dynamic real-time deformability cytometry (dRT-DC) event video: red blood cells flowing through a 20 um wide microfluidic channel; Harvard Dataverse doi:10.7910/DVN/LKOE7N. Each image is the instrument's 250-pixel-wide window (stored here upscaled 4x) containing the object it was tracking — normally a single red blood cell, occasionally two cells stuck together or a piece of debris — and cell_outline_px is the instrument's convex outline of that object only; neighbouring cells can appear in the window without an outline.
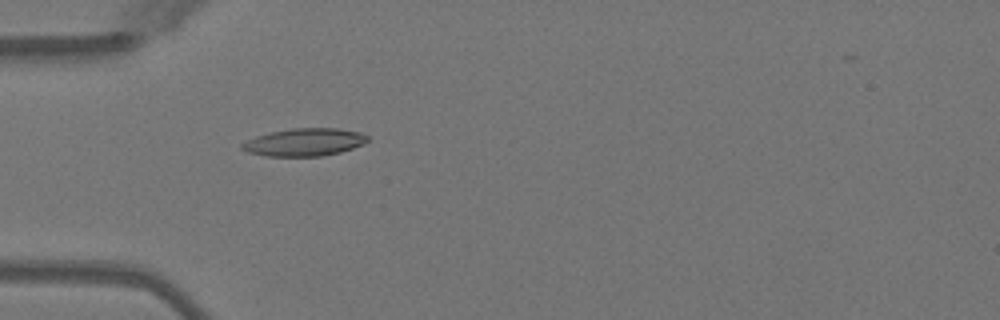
{"species": "Egyptian fruit bat (a non-hibernating species)", "species_latin": "Rousettus aegyptiacus", "temperature_condition": "warm", "stored_images_in_passage": 36, "camera_frame_rate_fps": 3000, "um_per_image_px": 0.085, "animal": {"sex": "female"}, "frame": {"image": 1, "passage_image": 1, "time_ms": 0.0, "image_size_px": [1000, 320], "cell_outline_px": [[368, 140], [364, 144], [340, 152], [320, 156], [264, 156], [248, 152], [240, 148], [240, 144], [256, 136], [272, 132], [292, 128], [340, 128], [360, 132], [368, 136]], "centroid_in_image_um": [25.88, 12.08], "position_along_channel_um": 59.1, "area_um2": 20.23}}
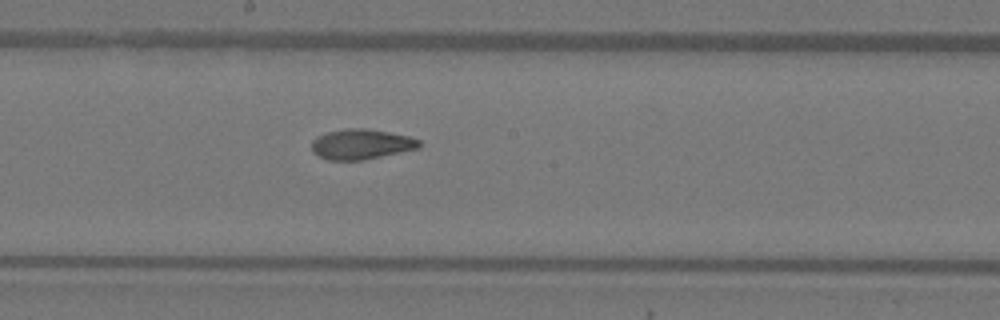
{"frame": {"image": 2, "passage_image": 13, "time_ms": 4.0, "image_size_px": [1000, 320], "cell_outline_px": [[424, 144], [420, 148], [360, 160], [328, 160], [312, 152], [312, 140], [316, 136], [328, 132], [348, 128], [364, 128], [388, 132], [408, 136], [420, 140]], "centroid_in_image_um": [30.71, 12.25], "position_along_channel_um": 217.5, "area_um2": 18.84}}
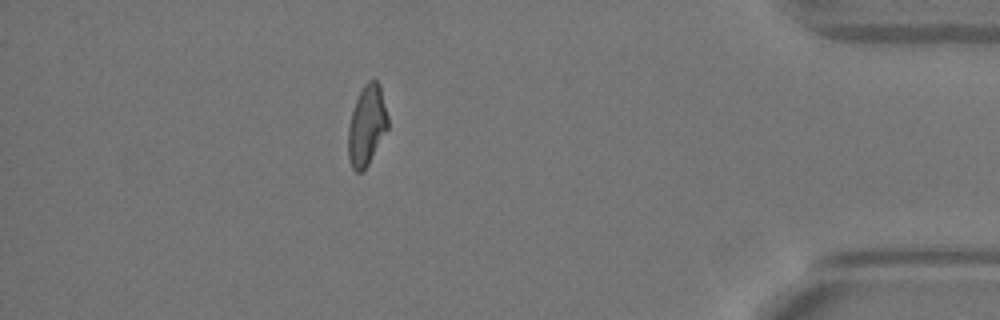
{"frame": {"image": 3, "passage_image": 30, "time_ms": 9.667, "image_size_px": [1000, 320], "cell_outline_px": [[388, 128], [364, 172], [356, 172], [352, 168], [348, 156], [348, 128], [352, 112], [356, 100], [364, 84], [368, 80], [376, 80], [380, 84], [388, 116]], "centroid_in_image_um": [31.18, 10.67], "position_along_channel_um": 404.0, "area_um2": 18.55}, "authors_computed_cell_mechanics": {"area_um2": 18.9006, "velocity_mm_per_s": 4.0413, "shape_relaxation_time_tau1_ms": 6.549, "shape_relaxation_time_tau2_ms": 2.4206, "deformation_change_tau1": 0.2112, "deformation_change_tau2": 0.0829}}